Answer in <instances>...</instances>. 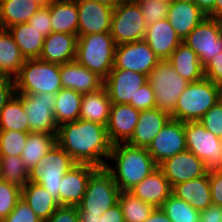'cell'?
I'll return each mask as SVG.
<instances>
[{
  "label": "cell",
  "instance_id": "6da1fadb",
  "mask_svg": "<svg viewBox=\"0 0 222 222\" xmlns=\"http://www.w3.org/2000/svg\"><path fill=\"white\" fill-rule=\"evenodd\" d=\"M56 143L76 163L90 164L97 168L108 164L112 149L106 126L81 119L59 125Z\"/></svg>",
  "mask_w": 222,
  "mask_h": 222
},
{
  "label": "cell",
  "instance_id": "7a4b0ae2",
  "mask_svg": "<svg viewBox=\"0 0 222 222\" xmlns=\"http://www.w3.org/2000/svg\"><path fill=\"white\" fill-rule=\"evenodd\" d=\"M110 159L114 160L116 165L111 166L108 162L105 168L112 174L121 191H129L158 168L147 148L128 143L112 145L109 161Z\"/></svg>",
  "mask_w": 222,
  "mask_h": 222
},
{
  "label": "cell",
  "instance_id": "3957f363",
  "mask_svg": "<svg viewBox=\"0 0 222 222\" xmlns=\"http://www.w3.org/2000/svg\"><path fill=\"white\" fill-rule=\"evenodd\" d=\"M222 86L207 78L191 82L180 94L172 119L181 122L199 121L201 117L221 100Z\"/></svg>",
  "mask_w": 222,
  "mask_h": 222
},
{
  "label": "cell",
  "instance_id": "277c9868",
  "mask_svg": "<svg viewBox=\"0 0 222 222\" xmlns=\"http://www.w3.org/2000/svg\"><path fill=\"white\" fill-rule=\"evenodd\" d=\"M115 47L110 33L79 36L75 61L105 79L114 67Z\"/></svg>",
  "mask_w": 222,
  "mask_h": 222
},
{
  "label": "cell",
  "instance_id": "5b68a950",
  "mask_svg": "<svg viewBox=\"0 0 222 222\" xmlns=\"http://www.w3.org/2000/svg\"><path fill=\"white\" fill-rule=\"evenodd\" d=\"M60 66L38 58L26 59L14 78L16 94H56L62 89Z\"/></svg>",
  "mask_w": 222,
  "mask_h": 222
},
{
  "label": "cell",
  "instance_id": "8992f818",
  "mask_svg": "<svg viewBox=\"0 0 222 222\" xmlns=\"http://www.w3.org/2000/svg\"><path fill=\"white\" fill-rule=\"evenodd\" d=\"M120 189L112 174L97 168L90 176L84 196L77 206L78 214H100L118 203Z\"/></svg>",
  "mask_w": 222,
  "mask_h": 222
},
{
  "label": "cell",
  "instance_id": "52a82bcc",
  "mask_svg": "<svg viewBox=\"0 0 222 222\" xmlns=\"http://www.w3.org/2000/svg\"><path fill=\"white\" fill-rule=\"evenodd\" d=\"M77 163L57 143L49 150L29 175V182L41 185L59 204L61 180Z\"/></svg>",
  "mask_w": 222,
  "mask_h": 222
},
{
  "label": "cell",
  "instance_id": "ba28073f",
  "mask_svg": "<svg viewBox=\"0 0 222 222\" xmlns=\"http://www.w3.org/2000/svg\"><path fill=\"white\" fill-rule=\"evenodd\" d=\"M148 83L154 91L156 108L170 116L180 94L189 84L174 70L168 60H161L155 66L148 75Z\"/></svg>",
  "mask_w": 222,
  "mask_h": 222
},
{
  "label": "cell",
  "instance_id": "9c48e42d",
  "mask_svg": "<svg viewBox=\"0 0 222 222\" xmlns=\"http://www.w3.org/2000/svg\"><path fill=\"white\" fill-rule=\"evenodd\" d=\"M146 28L135 0H125L113 9L110 34L116 45L144 40Z\"/></svg>",
  "mask_w": 222,
  "mask_h": 222
},
{
  "label": "cell",
  "instance_id": "30bf717a",
  "mask_svg": "<svg viewBox=\"0 0 222 222\" xmlns=\"http://www.w3.org/2000/svg\"><path fill=\"white\" fill-rule=\"evenodd\" d=\"M184 132L187 150L200 158L208 171L215 170L220 164L222 139L205 129L199 122H185Z\"/></svg>",
  "mask_w": 222,
  "mask_h": 222
},
{
  "label": "cell",
  "instance_id": "8fae6325",
  "mask_svg": "<svg viewBox=\"0 0 222 222\" xmlns=\"http://www.w3.org/2000/svg\"><path fill=\"white\" fill-rule=\"evenodd\" d=\"M18 95L23 100L29 131L57 135L58 124L53 114L56 94L45 92Z\"/></svg>",
  "mask_w": 222,
  "mask_h": 222
},
{
  "label": "cell",
  "instance_id": "7c38bea8",
  "mask_svg": "<svg viewBox=\"0 0 222 222\" xmlns=\"http://www.w3.org/2000/svg\"><path fill=\"white\" fill-rule=\"evenodd\" d=\"M161 60L145 40L116 45L113 69L149 75Z\"/></svg>",
  "mask_w": 222,
  "mask_h": 222
},
{
  "label": "cell",
  "instance_id": "4fadbf2b",
  "mask_svg": "<svg viewBox=\"0 0 222 222\" xmlns=\"http://www.w3.org/2000/svg\"><path fill=\"white\" fill-rule=\"evenodd\" d=\"M182 42L198 55L203 66L222 52V36L215 18L204 19Z\"/></svg>",
  "mask_w": 222,
  "mask_h": 222
},
{
  "label": "cell",
  "instance_id": "5bb4252c",
  "mask_svg": "<svg viewBox=\"0 0 222 222\" xmlns=\"http://www.w3.org/2000/svg\"><path fill=\"white\" fill-rule=\"evenodd\" d=\"M147 150L157 165L187 150L184 123L171 118L153 138Z\"/></svg>",
  "mask_w": 222,
  "mask_h": 222
},
{
  "label": "cell",
  "instance_id": "9a60e30c",
  "mask_svg": "<svg viewBox=\"0 0 222 222\" xmlns=\"http://www.w3.org/2000/svg\"><path fill=\"white\" fill-rule=\"evenodd\" d=\"M148 83V76L131 70L112 69L104 79L107 94L114 104L135 102L138 89Z\"/></svg>",
  "mask_w": 222,
  "mask_h": 222
},
{
  "label": "cell",
  "instance_id": "2e32d148",
  "mask_svg": "<svg viewBox=\"0 0 222 222\" xmlns=\"http://www.w3.org/2000/svg\"><path fill=\"white\" fill-rule=\"evenodd\" d=\"M158 168L168 179L171 187L203 176L208 172L204 162L189 150L166 159L158 165Z\"/></svg>",
  "mask_w": 222,
  "mask_h": 222
},
{
  "label": "cell",
  "instance_id": "e0dca14e",
  "mask_svg": "<svg viewBox=\"0 0 222 222\" xmlns=\"http://www.w3.org/2000/svg\"><path fill=\"white\" fill-rule=\"evenodd\" d=\"M78 8L77 37L110 33L113 8L94 0H76Z\"/></svg>",
  "mask_w": 222,
  "mask_h": 222
},
{
  "label": "cell",
  "instance_id": "ac0fdd59",
  "mask_svg": "<svg viewBox=\"0 0 222 222\" xmlns=\"http://www.w3.org/2000/svg\"><path fill=\"white\" fill-rule=\"evenodd\" d=\"M97 167L90 164L73 166L61 180L59 188L60 206H78L87 189L89 178Z\"/></svg>",
  "mask_w": 222,
  "mask_h": 222
},
{
  "label": "cell",
  "instance_id": "d6986e66",
  "mask_svg": "<svg viewBox=\"0 0 222 222\" xmlns=\"http://www.w3.org/2000/svg\"><path fill=\"white\" fill-rule=\"evenodd\" d=\"M140 111L129 104H111L107 135L112 145L127 143L138 123Z\"/></svg>",
  "mask_w": 222,
  "mask_h": 222
},
{
  "label": "cell",
  "instance_id": "ffe728a7",
  "mask_svg": "<svg viewBox=\"0 0 222 222\" xmlns=\"http://www.w3.org/2000/svg\"><path fill=\"white\" fill-rule=\"evenodd\" d=\"M60 78L62 88L72 89L81 95L95 91L104 84L102 77L76 61L61 64Z\"/></svg>",
  "mask_w": 222,
  "mask_h": 222
},
{
  "label": "cell",
  "instance_id": "44dd1931",
  "mask_svg": "<svg viewBox=\"0 0 222 222\" xmlns=\"http://www.w3.org/2000/svg\"><path fill=\"white\" fill-rule=\"evenodd\" d=\"M206 18V13L195 2L174 0L170 3L166 19L183 41Z\"/></svg>",
  "mask_w": 222,
  "mask_h": 222
},
{
  "label": "cell",
  "instance_id": "7402d4cb",
  "mask_svg": "<svg viewBox=\"0 0 222 222\" xmlns=\"http://www.w3.org/2000/svg\"><path fill=\"white\" fill-rule=\"evenodd\" d=\"M129 191L154 208H161L164 201L172 194V187L163 172L157 168Z\"/></svg>",
  "mask_w": 222,
  "mask_h": 222
},
{
  "label": "cell",
  "instance_id": "603a6c76",
  "mask_svg": "<svg viewBox=\"0 0 222 222\" xmlns=\"http://www.w3.org/2000/svg\"><path fill=\"white\" fill-rule=\"evenodd\" d=\"M171 119V116L157 108L140 111L138 123L128 144L148 148L153 138Z\"/></svg>",
  "mask_w": 222,
  "mask_h": 222
},
{
  "label": "cell",
  "instance_id": "cb8c5ba5",
  "mask_svg": "<svg viewBox=\"0 0 222 222\" xmlns=\"http://www.w3.org/2000/svg\"><path fill=\"white\" fill-rule=\"evenodd\" d=\"M144 40L160 60H168L182 42L167 19H162L147 27Z\"/></svg>",
  "mask_w": 222,
  "mask_h": 222
},
{
  "label": "cell",
  "instance_id": "d4e9b609",
  "mask_svg": "<svg viewBox=\"0 0 222 222\" xmlns=\"http://www.w3.org/2000/svg\"><path fill=\"white\" fill-rule=\"evenodd\" d=\"M77 35L52 32L45 37L38 59L57 64L75 61Z\"/></svg>",
  "mask_w": 222,
  "mask_h": 222
},
{
  "label": "cell",
  "instance_id": "484cf974",
  "mask_svg": "<svg viewBox=\"0 0 222 222\" xmlns=\"http://www.w3.org/2000/svg\"><path fill=\"white\" fill-rule=\"evenodd\" d=\"M172 194L189 203L197 211L206 209L212 204L209 171L203 176L174 185Z\"/></svg>",
  "mask_w": 222,
  "mask_h": 222
},
{
  "label": "cell",
  "instance_id": "4316f807",
  "mask_svg": "<svg viewBox=\"0 0 222 222\" xmlns=\"http://www.w3.org/2000/svg\"><path fill=\"white\" fill-rule=\"evenodd\" d=\"M111 100L105 86L82 96L79 119L107 126Z\"/></svg>",
  "mask_w": 222,
  "mask_h": 222
},
{
  "label": "cell",
  "instance_id": "83f0119b",
  "mask_svg": "<svg viewBox=\"0 0 222 222\" xmlns=\"http://www.w3.org/2000/svg\"><path fill=\"white\" fill-rule=\"evenodd\" d=\"M168 61L174 70L189 83L205 77L204 66L199 61L198 55L183 42L176 47Z\"/></svg>",
  "mask_w": 222,
  "mask_h": 222
},
{
  "label": "cell",
  "instance_id": "f1b7e54d",
  "mask_svg": "<svg viewBox=\"0 0 222 222\" xmlns=\"http://www.w3.org/2000/svg\"><path fill=\"white\" fill-rule=\"evenodd\" d=\"M48 8L52 32L77 35L79 17L76 0H54Z\"/></svg>",
  "mask_w": 222,
  "mask_h": 222
},
{
  "label": "cell",
  "instance_id": "f546056e",
  "mask_svg": "<svg viewBox=\"0 0 222 222\" xmlns=\"http://www.w3.org/2000/svg\"><path fill=\"white\" fill-rule=\"evenodd\" d=\"M8 29H0V76L14 79L25 62Z\"/></svg>",
  "mask_w": 222,
  "mask_h": 222
},
{
  "label": "cell",
  "instance_id": "4dcf8cb0",
  "mask_svg": "<svg viewBox=\"0 0 222 222\" xmlns=\"http://www.w3.org/2000/svg\"><path fill=\"white\" fill-rule=\"evenodd\" d=\"M42 6L34 0H0V21L2 29L27 23Z\"/></svg>",
  "mask_w": 222,
  "mask_h": 222
},
{
  "label": "cell",
  "instance_id": "1f68e13d",
  "mask_svg": "<svg viewBox=\"0 0 222 222\" xmlns=\"http://www.w3.org/2000/svg\"><path fill=\"white\" fill-rule=\"evenodd\" d=\"M21 198L31 207L35 214L45 222L59 206L57 200L41 185L28 182L21 189Z\"/></svg>",
  "mask_w": 222,
  "mask_h": 222
},
{
  "label": "cell",
  "instance_id": "d6a6232c",
  "mask_svg": "<svg viewBox=\"0 0 222 222\" xmlns=\"http://www.w3.org/2000/svg\"><path fill=\"white\" fill-rule=\"evenodd\" d=\"M25 59L39 58L45 37L28 23H20L8 28Z\"/></svg>",
  "mask_w": 222,
  "mask_h": 222
},
{
  "label": "cell",
  "instance_id": "836d02e7",
  "mask_svg": "<svg viewBox=\"0 0 222 222\" xmlns=\"http://www.w3.org/2000/svg\"><path fill=\"white\" fill-rule=\"evenodd\" d=\"M56 136L40 132L28 133L21 158L29 171L38 165L39 160L56 144Z\"/></svg>",
  "mask_w": 222,
  "mask_h": 222
},
{
  "label": "cell",
  "instance_id": "e575fe53",
  "mask_svg": "<svg viewBox=\"0 0 222 222\" xmlns=\"http://www.w3.org/2000/svg\"><path fill=\"white\" fill-rule=\"evenodd\" d=\"M82 96L72 89L62 88L56 93L54 118L59 125L79 120Z\"/></svg>",
  "mask_w": 222,
  "mask_h": 222
},
{
  "label": "cell",
  "instance_id": "d590c367",
  "mask_svg": "<svg viewBox=\"0 0 222 222\" xmlns=\"http://www.w3.org/2000/svg\"><path fill=\"white\" fill-rule=\"evenodd\" d=\"M27 120L23 100L15 93L1 111L0 130L30 133Z\"/></svg>",
  "mask_w": 222,
  "mask_h": 222
},
{
  "label": "cell",
  "instance_id": "8d00e7d4",
  "mask_svg": "<svg viewBox=\"0 0 222 222\" xmlns=\"http://www.w3.org/2000/svg\"><path fill=\"white\" fill-rule=\"evenodd\" d=\"M0 170L2 180L20 189L29 182L30 171L22 161L21 156L0 155Z\"/></svg>",
  "mask_w": 222,
  "mask_h": 222
},
{
  "label": "cell",
  "instance_id": "74e56055",
  "mask_svg": "<svg viewBox=\"0 0 222 222\" xmlns=\"http://www.w3.org/2000/svg\"><path fill=\"white\" fill-rule=\"evenodd\" d=\"M118 203L123 212L124 222H144L154 209L130 191H120Z\"/></svg>",
  "mask_w": 222,
  "mask_h": 222
},
{
  "label": "cell",
  "instance_id": "f35d334b",
  "mask_svg": "<svg viewBox=\"0 0 222 222\" xmlns=\"http://www.w3.org/2000/svg\"><path fill=\"white\" fill-rule=\"evenodd\" d=\"M162 210L172 222H199L200 211L171 194L163 203Z\"/></svg>",
  "mask_w": 222,
  "mask_h": 222
},
{
  "label": "cell",
  "instance_id": "ab89813d",
  "mask_svg": "<svg viewBox=\"0 0 222 222\" xmlns=\"http://www.w3.org/2000/svg\"><path fill=\"white\" fill-rule=\"evenodd\" d=\"M27 138V132L0 130V155L21 156Z\"/></svg>",
  "mask_w": 222,
  "mask_h": 222
},
{
  "label": "cell",
  "instance_id": "60d3db41",
  "mask_svg": "<svg viewBox=\"0 0 222 222\" xmlns=\"http://www.w3.org/2000/svg\"><path fill=\"white\" fill-rule=\"evenodd\" d=\"M141 9L146 27L167 18L170 3L162 0H135Z\"/></svg>",
  "mask_w": 222,
  "mask_h": 222
},
{
  "label": "cell",
  "instance_id": "b9f144b4",
  "mask_svg": "<svg viewBox=\"0 0 222 222\" xmlns=\"http://www.w3.org/2000/svg\"><path fill=\"white\" fill-rule=\"evenodd\" d=\"M21 198V189L6 181H0V222L15 208Z\"/></svg>",
  "mask_w": 222,
  "mask_h": 222
},
{
  "label": "cell",
  "instance_id": "7bdbcfd3",
  "mask_svg": "<svg viewBox=\"0 0 222 222\" xmlns=\"http://www.w3.org/2000/svg\"><path fill=\"white\" fill-rule=\"evenodd\" d=\"M206 130L222 139V101H218L199 120Z\"/></svg>",
  "mask_w": 222,
  "mask_h": 222
},
{
  "label": "cell",
  "instance_id": "ee69618b",
  "mask_svg": "<svg viewBox=\"0 0 222 222\" xmlns=\"http://www.w3.org/2000/svg\"><path fill=\"white\" fill-rule=\"evenodd\" d=\"M2 222H43L31 209V207L20 198L13 211Z\"/></svg>",
  "mask_w": 222,
  "mask_h": 222
},
{
  "label": "cell",
  "instance_id": "f6af8a7d",
  "mask_svg": "<svg viewBox=\"0 0 222 222\" xmlns=\"http://www.w3.org/2000/svg\"><path fill=\"white\" fill-rule=\"evenodd\" d=\"M34 27L39 33L47 37L52 33L50 10L48 6H42L27 22Z\"/></svg>",
  "mask_w": 222,
  "mask_h": 222
},
{
  "label": "cell",
  "instance_id": "bcb514c9",
  "mask_svg": "<svg viewBox=\"0 0 222 222\" xmlns=\"http://www.w3.org/2000/svg\"><path fill=\"white\" fill-rule=\"evenodd\" d=\"M129 105L139 111L156 108L154 91L151 85L147 83L140 87L136 94L135 102H130Z\"/></svg>",
  "mask_w": 222,
  "mask_h": 222
},
{
  "label": "cell",
  "instance_id": "7dc6e473",
  "mask_svg": "<svg viewBox=\"0 0 222 222\" xmlns=\"http://www.w3.org/2000/svg\"><path fill=\"white\" fill-rule=\"evenodd\" d=\"M205 78L222 86V52L204 65Z\"/></svg>",
  "mask_w": 222,
  "mask_h": 222
},
{
  "label": "cell",
  "instance_id": "c3c4849f",
  "mask_svg": "<svg viewBox=\"0 0 222 222\" xmlns=\"http://www.w3.org/2000/svg\"><path fill=\"white\" fill-rule=\"evenodd\" d=\"M45 222H80L77 206H58Z\"/></svg>",
  "mask_w": 222,
  "mask_h": 222
},
{
  "label": "cell",
  "instance_id": "681fc988",
  "mask_svg": "<svg viewBox=\"0 0 222 222\" xmlns=\"http://www.w3.org/2000/svg\"><path fill=\"white\" fill-rule=\"evenodd\" d=\"M209 183L212 204L222 207V171L210 170Z\"/></svg>",
  "mask_w": 222,
  "mask_h": 222
},
{
  "label": "cell",
  "instance_id": "f907efd6",
  "mask_svg": "<svg viewBox=\"0 0 222 222\" xmlns=\"http://www.w3.org/2000/svg\"><path fill=\"white\" fill-rule=\"evenodd\" d=\"M15 93L14 79L6 76H0V116L4 106Z\"/></svg>",
  "mask_w": 222,
  "mask_h": 222
},
{
  "label": "cell",
  "instance_id": "816d5d0a",
  "mask_svg": "<svg viewBox=\"0 0 222 222\" xmlns=\"http://www.w3.org/2000/svg\"><path fill=\"white\" fill-rule=\"evenodd\" d=\"M99 222H124L123 212L119 203L105 211Z\"/></svg>",
  "mask_w": 222,
  "mask_h": 222
},
{
  "label": "cell",
  "instance_id": "f5cc1de1",
  "mask_svg": "<svg viewBox=\"0 0 222 222\" xmlns=\"http://www.w3.org/2000/svg\"><path fill=\"white\" fill-rule=\"evenodd\" d=\"M221 207L211 204L206 209L200 211L199 222H220Z\"/></svg>",
  "mask_w": 222,
  "mask_h": 222
},
{
  "label": "cell",
  "instance_id": "db71d44e",
  "mask_svg": "<svg viewBox=\"0 0 222 222\" xmlns=\"http://www.w3.org/2000/svg\"><path fill=\"white\" fill-rule=\"evenodd\" d=\"M144 222H172L162 208H154Z\"/></svg>",
  "mask_w": 222,
  "mask_h": 222
},
{
  "label": "cell",
  "instance_id": "11a10c76",
  "mask_svg": "<svg viewBox=\"0 0 222 222\" xmlns=\"http://www.w3.org/2000/svg\"><path fill=\"white\" fill-rule=\"evenodd\" d=\"M194 2L206 14L214 7L215 4V0H194Z\"/></svg>",
  "mask_w": 222,
  "mask_h": 222
},
{
  "label": "cell",
  "instance_id": "9f6ffc18",
  "mask_svg": "<svg viewBox=\"0 0 222 222\" xmlns=\"http://www.w3.org/2000/svg\"><path fill=\"white\" fill-rule=\"evenodd\" d=\"M222 14V0H215L214 7L206 14L209 18H216Z\"/></svg>",
  "mask_w": 222,
  "mask_h": 222
},
{
  "label": "cell",
  "instance_id": "6f0895ef",
  "mask_svg": "<svg viewBox=\"0 0 222 222\" xmlns=\"http://www.w3.org/2000/svg\"><path fill=\"white\" fill-rule=\"evenodd\" d=\"M100 214H79L80 222H99Z\"/></svg>",
  "mask_w": 222,
  "mask_h": 222
},
{
  "label": "cell",
  "instance_id": "680465c9",
  "mask_svg": "<svg viewBox=\"0 0 222 222\" xmlns=\"http://www.w3.org/2000/svg\"><path fill=\"white\" fill-rule=\"evenodd\" d=\"M94 1L108 5L109 7L114 9L125 0H94Z\"/></svg>",
  "mask_w": 222,
  "mask_h": 222
},
{
  "label": "cell",
  "instance_id": "91938a15",
  "mask_svg": "<svg viewBox=\"0 0 222 222\" xmlns=\"http://www.w3.org/2000/svg\"><path fill=\"white\" fill-rule=\"evenodd\" d=\"M34 1L39 3L41 6H48L54 0H34Z\"/></svg>",
  "mask_w": 222,
  "mask_h": 222
},
{
  "label": "cell",
  "instance_id": "94428289",
  "mask_svg": "<svg viewBox=\"0 0 222 222\" xmlns=\"http://www.w3.org/2000/svg\"><path fill=\"white\" fill-rule=\"evenodd\" d=\"M215 20L218 23L219 30H220V33H221V36H222V14L219 15L218 17H216Z\"/></svg>",
  "mask_w": 222,
  "mask_h": 222
},
{
  "label": "cell",
  "instance_id": "6125c7cd",
  "mask_svg": "<svg viewBox=\"0 0 222 222\" xmlns=\"http://www.w3.org/2000/svg\"><path fill=\"white\" fill-rule=\"evenodd\" d=\"M215 170L222 171V153H221V157H220V164Z\"/></svg>",
  "mask_w": 222,
  "mask_h": 222
},
{
  "label": "cell",
  "instance_id": "be15d7a7",
  "mask_svg": "<svg viewBox=\"0 0 222 222\" xmlns=\"http://www.w3.org/2000/svg\"><path fill=\"white\" fill-rule=\"evenodd\" d=\"M177 1H182V2H194V0H177Z\"/></svg>",
  "mask_w": 222,
  "mask_h": 222
},
{
  "label": "cell",
  "instance_id": "e7e4bbea",
  "mask_svg": "<svg viewBox=\"0 0 222 222\" xmlns=\"http://www.w3.org/2000/svg\"><path fill=\"white\" fill-rule=\"evenodd\" d=\"M162 1L171 3V2H173L174 0H162Z\"/></svg>",
  "mask_w": 222,
  "mask_h": 222
},
{
  "label": "cell",
  "instance_id": "03108f58",
  "mask_svg": "<svg viewBox=\"0 0 222 222\" xmlns=\"http://www.w3.org/2000/svg\"><path fill=\"white\" fill-rule=\"evenodd\" d=\"M220 222H222V207H221Z\"/></svg>",
  "mask_w": 222,
  "mask_h": 222
},
{
  "label": "cell",
  "instance_id": "003e7915",
  "mask_svg": "<svg viewBox=\"0 0 222 222\" xmlns=\"http://www.w3.org/2000/svg\"><path fill=\"white\" fill-rule=\"evenodd\" d=\"M2 180L1 170H0V181Z\"/></svg>",
  "mask_w": 222,
  "mask_h": 222
}]
</instances>
